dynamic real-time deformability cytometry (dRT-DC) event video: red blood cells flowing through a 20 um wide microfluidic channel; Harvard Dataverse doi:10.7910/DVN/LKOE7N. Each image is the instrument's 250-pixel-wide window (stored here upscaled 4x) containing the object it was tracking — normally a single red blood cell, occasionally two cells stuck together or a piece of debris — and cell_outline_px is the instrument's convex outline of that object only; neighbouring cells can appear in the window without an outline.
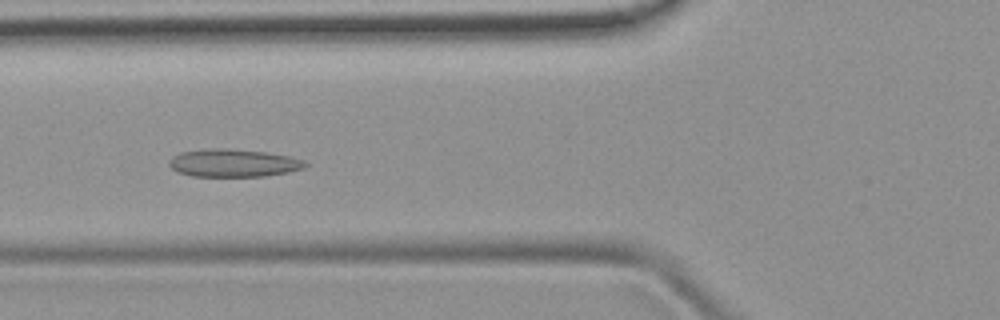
{"species": "common noctule bat (a hibernating species)", "species_latin": "Nyctalus noctula", "temperature_condition": "room temperature", "stored_images_in_passage": 8, "camera_frame_rate_fps": 3000, "um_per_image_px": 0.085, "animal": {"sex": "female", "body_mass_g": 19.9}, "frame": {"image": 1, "passage_image": 5, "time_ms": 5.333, "image_size_px": [1000, 320], "cell_outline_px": [[308, 164], [304, 168], [288, 172], [264, 176], [192, 176], [176, 172], [168, 164], [168, 160], [172, 156], [180, 152], [208, 148], [228, 148], [264, 152], [292, 156], [304, 160]], "centroid_in_image_um": [19.82, 13.85], "position_along_channel_um": 106.0, "area_um2": 22.25}}
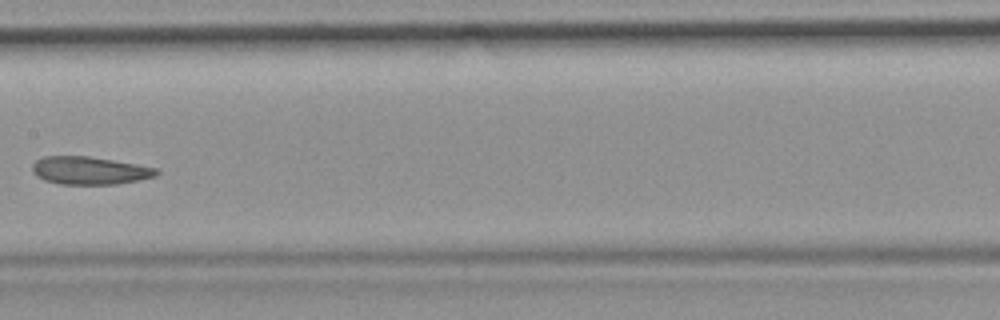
{"frame": {"image": 2, "passage_image": 7, "time_ms": 7.667, "image_size_px": [1000, 320], "cell_outline_px": [[160, 172], [156, 176], [116, 184], [60, 184], [44, 180], [36, 176], [32, 172], [32, 164], [36, 160], [44, 156], [88, 156], [160, 168]], "centroid_in_image_um": [7.61, 14.49], "position_along_channel_um": 199.8, "area_um2": 20.17}}
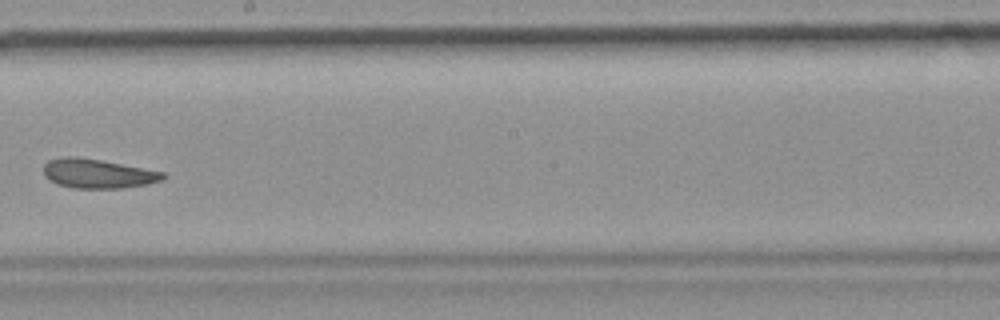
{"frame": {"image": 3, "passage_image": 8, "time_ms": 8.667, "image_size_px": [1000, 320], "cell_outline_px": [[168, 176], [164, 180], [148, 184], [124, 188], [72, 188], [56, 184], [48, 180], [44, 176], [44, 164], [48, 160], [64, 156], [76, 156], [100, 160], [164, 172]], "centroid_in_image_um": [8.3, 14.76], "position_along_channel_um": 239.9, "area_um2": 20.58}}